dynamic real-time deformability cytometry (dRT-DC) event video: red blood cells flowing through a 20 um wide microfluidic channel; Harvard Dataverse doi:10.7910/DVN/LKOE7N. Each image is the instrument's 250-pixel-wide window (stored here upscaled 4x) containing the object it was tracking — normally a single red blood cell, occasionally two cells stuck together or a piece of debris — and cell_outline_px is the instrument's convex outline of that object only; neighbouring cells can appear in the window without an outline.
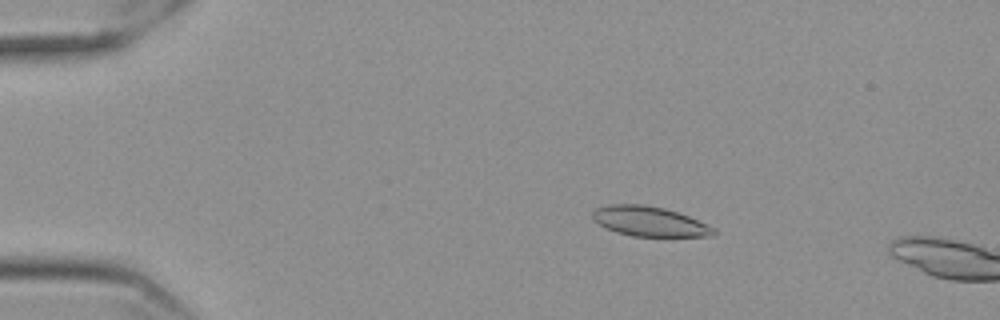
{"species": "Egyptian fruit bat (a non-hibernating species)", "species_latin": "Rousettus aegyptiacus", "temperature_condition": "cold", "stored_images_in_passage": 10, "camera_frame_rate_fps": 3000, "um_per_image_px": 0.085, "frame": {"image": 1, "passage_image": 7, "time_ms": 2.0, "image_size_px": [1000, 320], "cell_outline_px": [[716, 236], [632, 236], [616, 232], [600, 224], [592, 216], [592, 212], [596, 208], [608, 204], [640, 204], [664, 208], [688, 216], [716, 228]], "centroid_in_image_um": [55.23, 18.82], "position_along_channel_um": 29.8, "area_um2": 20.87}}